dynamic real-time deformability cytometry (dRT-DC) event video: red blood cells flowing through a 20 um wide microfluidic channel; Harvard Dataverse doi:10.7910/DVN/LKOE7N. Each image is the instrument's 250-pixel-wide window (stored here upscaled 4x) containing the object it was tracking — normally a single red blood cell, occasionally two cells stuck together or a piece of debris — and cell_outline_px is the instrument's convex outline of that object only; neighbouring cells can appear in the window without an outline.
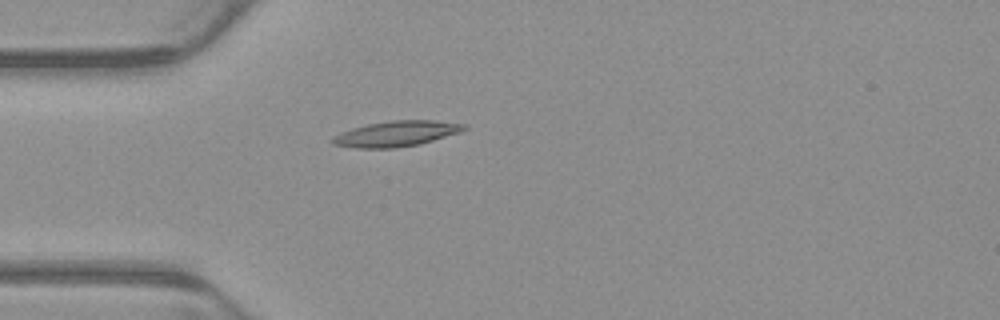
{"species": "common noctule bat (a hibernating species)", "species_latin": "Nyctalus noctula", "temperature_condition": "warm", "stored_images_in_passage": 3, "camera_frame_rate_fps": 3000, "um_per_image_px": 0.085, "animal": {"sex": "male", "body_mass_g": 23.1, "forearm_length_mm": 52.7}, "frame": {"image": 1, "passage_image": 3, "time_ms": 0.667, "image_size_px": [1000, 320], "cell_outline_px": [[468, 128], [460, 132], [420, 144], [392, 148], [356, 148], [332, 144], [332, 136], [340, 132], [352, 128], [368, 124], [392, 120], [436, 120], [468, 124]], "centroid_in_image_um": [33.71, 11.36], "position_along_channel_um": 51.3, "area_um2": 19.65}}